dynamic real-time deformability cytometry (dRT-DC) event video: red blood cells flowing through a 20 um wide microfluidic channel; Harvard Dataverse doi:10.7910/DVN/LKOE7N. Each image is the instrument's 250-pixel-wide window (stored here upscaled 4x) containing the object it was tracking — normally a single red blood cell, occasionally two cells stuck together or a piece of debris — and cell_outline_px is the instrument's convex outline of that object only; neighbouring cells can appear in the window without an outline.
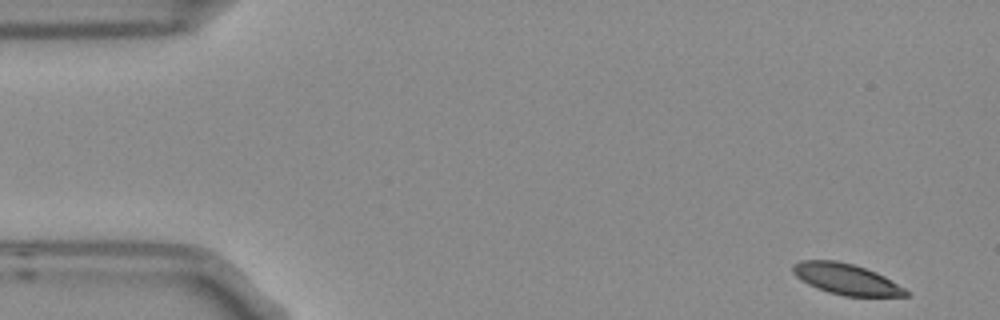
{"species": "Egyptian fruit bat (a non-hibernating species)", "species_latin": "Rousettus aegyptiacus", "temperature_condition": "room temperature", "stored_images_in_passage": 5, "camera_frame_rate_fps": 3000, "um_per_image_px": 0.085, "frame": {"image": 1, "passage_image": 1, "time_ms": 0.0, "image_size_px": [1000, 320], "cell_outline_px": [[908, 296], [844, 296], [828, 292], [816, 288], [808, 284], [796, 276], [792, 272], [792, 264], [800, 260], [836, 260], [852, 264], [876, 272], [884, 276], [904, 288], [908, 292]], "centroid_in_image_um": [71.88, 23.72], "position_along_channel_um": 13.1, "area_um2": 20.23}}